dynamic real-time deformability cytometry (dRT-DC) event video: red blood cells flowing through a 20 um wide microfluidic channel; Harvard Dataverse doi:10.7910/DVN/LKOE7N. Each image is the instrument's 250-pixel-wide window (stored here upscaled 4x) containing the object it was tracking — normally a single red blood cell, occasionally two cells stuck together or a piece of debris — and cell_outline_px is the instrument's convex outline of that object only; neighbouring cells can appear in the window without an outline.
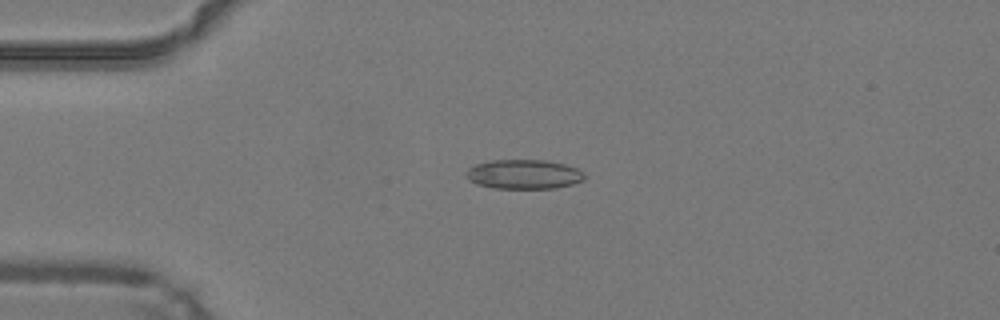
{"species": "common noctule bat (a hibernating species)", "species_latin": "Nyctalus noctula", "temperature_condition": "warm", "stored_images_in_passage": 34, "camera_frame_rate_fps": 3000, "um_per_image_px": 0.085, "animal": {"sex": "male", "body_mass_g": 19.2, "forearm_length_mm": 51.8}, "frame": {"image": 1, "passage_image": 3, "time_ms": 0.667, "image_size_px": [1000, 320], "cell_outline_px": [[588, 176], [584, 180], [572, 184], [556, 188], [492, 188], [476, 184], [468, 180], [468, 168], [476, 164], [488, 160], [544, 160], [564, 164], [576, 168], [584, 172]], "centroid_in_image_um": [44.55, 14.81], "position_along_channel_um": 40.4, "area_um2": 20.35}}
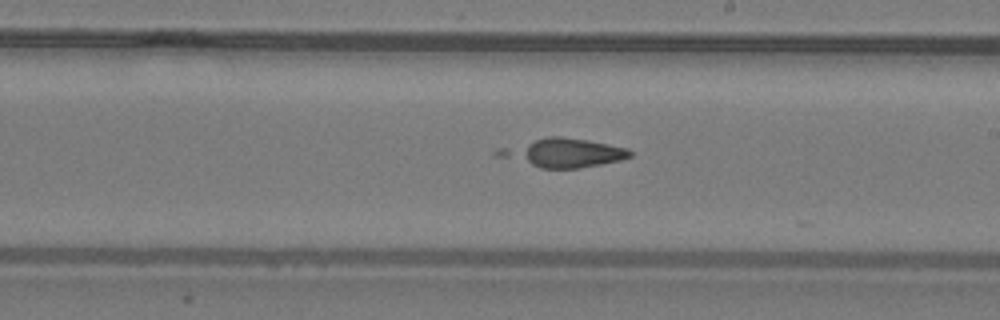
{"frame": {"image": 2, "passage_image": 19, "time_ms": 6.0, "image_size_px": [1000, 320], "cell_outline_px": [[632, 156], [620, 160], [600, 164], [576, 168], [540, 168], [492, 156], [492, 152], [496, 148], [548, 136], [560, 136], [588, 140], [628, 148], [632, 152]], "centroid_in_image_um": [47.74, 12.98], "position_along_channel_um": 241.3, "area_um2": 22.43}}
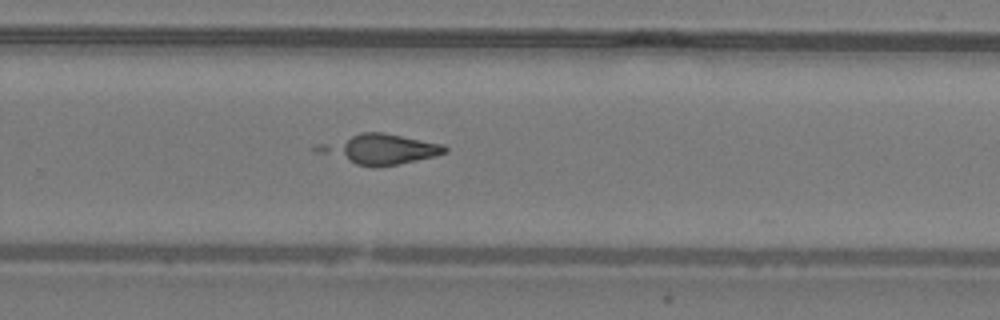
{"frame": {"image": 3, "passage_image": 23, "time_ms": 7.333, "image_size_px": [1000, 320], "cell_outline_px": [[448, 152], [436, 156], [400, 164], [356, 164], [316, 152], [312, 148], [316, 144], [360, 132], [384, 132], [444, 144], [448, 148]], "centroid_in_image_um": [32.28, 12.63], "position_along_channel_um": 297.5, "area_um2": 22.08}}